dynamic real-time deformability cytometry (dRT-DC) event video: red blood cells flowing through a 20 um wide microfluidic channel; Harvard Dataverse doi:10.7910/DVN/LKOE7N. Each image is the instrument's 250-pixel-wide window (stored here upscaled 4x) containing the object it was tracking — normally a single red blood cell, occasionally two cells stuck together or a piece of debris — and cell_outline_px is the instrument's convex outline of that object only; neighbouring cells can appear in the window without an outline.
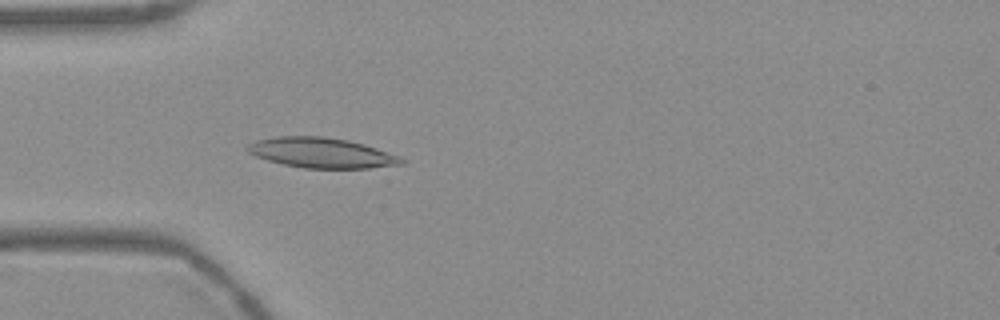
{"species": "Egyptian fruit bat (a non-hibernating species)", "species_latin": "Rousettus aegyptiacus", "temperature_condition": "warm", "stored_images_in_passage": 53, "camera_frame_rate_fps": 3000, "um_per_image_px": 0.085, "frame": {"image": 1, "passage_image": 15, "time_ms": 4.667, "image_size_px": [1000, 320], "cell_outline_px": [[404, 164], [368, 168], [304, 168], [284, 164], [268, 160], [256, 156], [248, 152], [244, 148], [248, 144], [256, 140], [276, 136], [324, 136], [348, 140], [364, 144], [400, 156], [404, 160]], "centroid_in_image_um": [27.31, 12.98], "position_along_channel_um": 57.7, "area_um2": 27.05}}
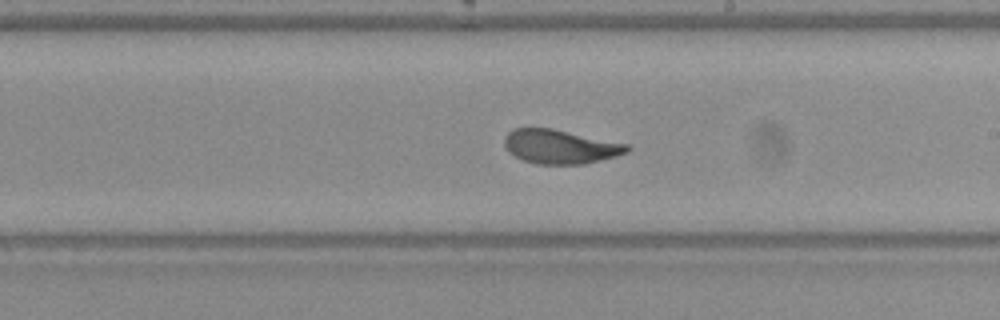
{"frame": {"image": 2, "passage_image": 30, "time_ms": 9.667, "image_size_px": [1000, 320], "cell_outline_px": [[632, 148], [628, 152], [616, 156], [584, 164], [536, 164], [524, 160], [508, 152], [504, 144], [504, 136], [512, 128], [552, 128], [628, 144]], "centroid_in_image_um": [47.61, 12.46], "position_along_channel_um": 241.4, "area_um2": 24.39}}
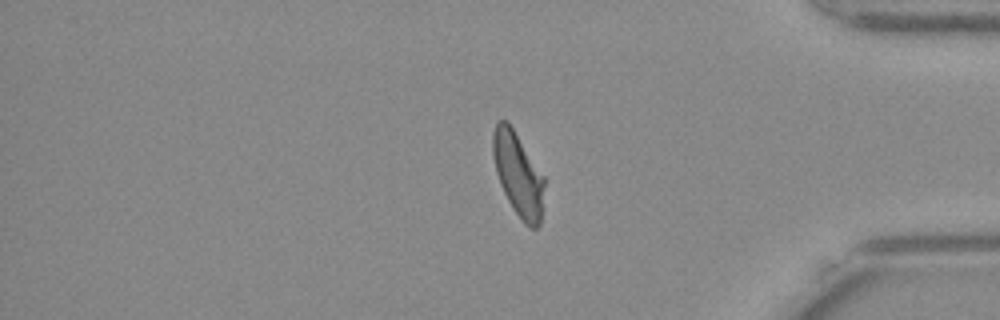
{"frame": {"image": 3, "passage_image": 44, "time_ms": 14.333, "image_size_px": [1000, 320], "cell_outline_px": [[544, 184], [540, 224], [536, 228], [528, 228], [524, 224], [512, 208], [500, 184], [496, 172], [492, 156], [492, 132], [496, 120], [508, 120], [544, 176]], "centroid_in_image_um": [44.01, 14.78], "position_along_channel_um": 391.2, "area_um2": 25.2}, "authors_computed_cell_mechanics": {"area_um2": 25.2008, "velocity_mm_per_s": 3.7405, "shape_relaxation_time_tau1_ms": 4.0417, "shape_relaxation_time_tau2_ms": 0.9988, "deformation_change_tau1": 0.1652, "deformation_change_tau2": 0.0694}}